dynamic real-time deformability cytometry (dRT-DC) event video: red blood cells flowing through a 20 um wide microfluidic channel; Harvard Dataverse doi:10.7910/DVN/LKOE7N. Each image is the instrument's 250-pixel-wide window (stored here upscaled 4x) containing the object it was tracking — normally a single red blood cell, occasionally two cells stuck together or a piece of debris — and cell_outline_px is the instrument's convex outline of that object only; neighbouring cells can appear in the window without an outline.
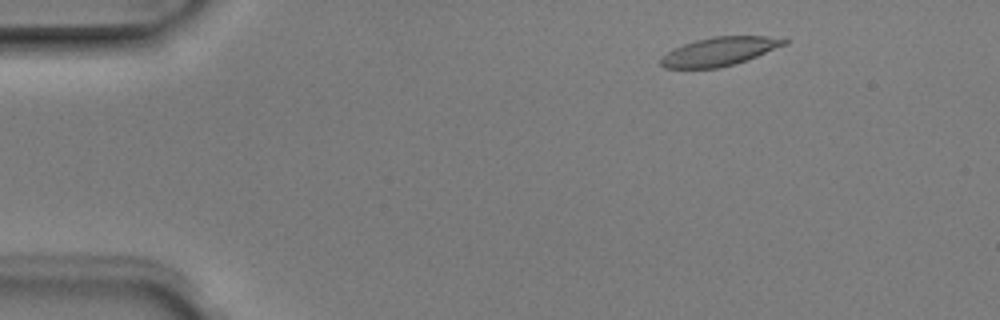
{"species": "Egyptian fruit bat (a non-hibernating species)", "species_latin": "Rousettus aegyptiacus", "temperature_condition": "room temperature", "stored_images_in_passage": 4, "camera_frame_rate_fps": 3000, "um_per_image_px": 0.085, "animal": {"sex": "male"}, "frame": {"image": 1, "passage_image": 2, "time_ms": 0.333, "image_size_px": [1000, 320], "cell_outline_px": [[788, 44], [756, 56], [720, 68], [664, 68], [660, 64], [660, 60], [668, 52], [684, 44], [696, 40], [716, 36], [768, 36], [788, 40]], "centroid_in_image_um": [61.16, 4.37], "position_along_channel_um": 23.8, "area_um2": 20.17}}